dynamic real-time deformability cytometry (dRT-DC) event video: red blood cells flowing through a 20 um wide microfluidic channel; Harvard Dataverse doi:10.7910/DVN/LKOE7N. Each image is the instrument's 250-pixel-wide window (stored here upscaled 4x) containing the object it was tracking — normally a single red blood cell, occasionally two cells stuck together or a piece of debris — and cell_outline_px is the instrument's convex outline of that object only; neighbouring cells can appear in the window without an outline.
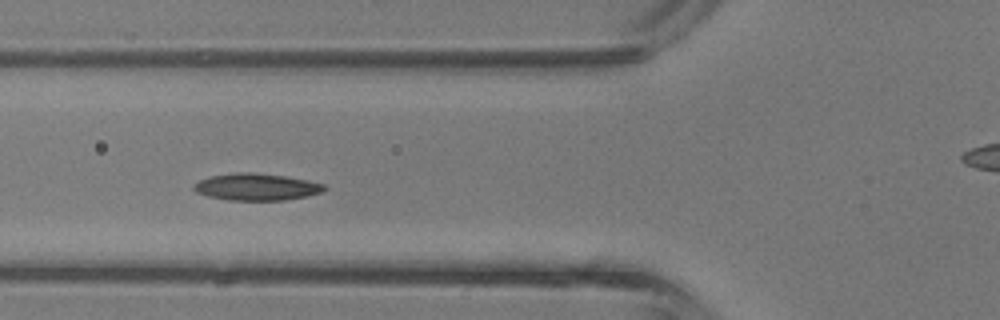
{"species": "common noctule bat (a hibernating species)", "species_latin": "Nyctalus noctula", "temperature_condition": "room temperature", "stored_images_in_passage": 39, "camera_frame_rate_fps": 3000, "um_per_image_px": 0.085, "animal": {"sex": "male", "body_mass_g": 13.3}, "frame": {"image": 1, "passage_image": 12, "time_ms": 3.667, "image_size_px": [1000, 320], "cell_outline_px": [[328, 188], [324, 192], [308, 196], [284, 200], [228, 200], [208, 196], [196, 192], [192, 188], [192, 184], [200, 180], [212, 176], [236, 172], [256, 172], [284, 176], [308, 180], [324, 184]], "centroid_in_image_um": [21.82, 15.89], "position_along_channel_um": 104.0, "area_um2": 20.63}}
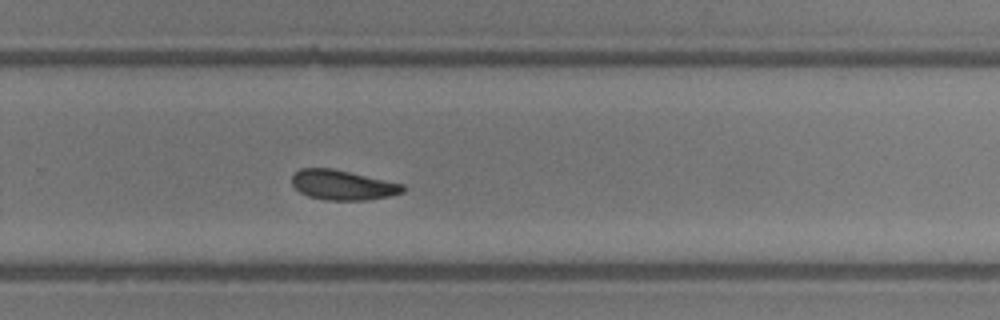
{"frame": {"image": 2, "passage_image": 24, "time_ms": 7.667, "image_size_px": [1000, 320], "cell_outline_px": [[404, 192], [392, 196], [364, 200], [324, 200], [308, 196], [300, 192], [292, 184], [292, 176], [300, 168], [332, 168], [404, 184]], "centroid_in_image_um": [29.13, 15.73], "position_along_channel_um": 300.7, "area_um2": 19.31}}
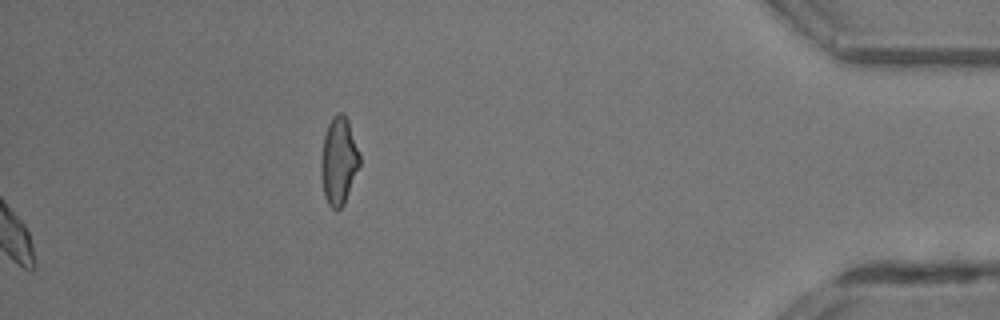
{"frame": {"image": 3, "passage_image": 39, "time_ms": 12.667, "image_size_px": [1000, 320], "cell_outline_px": [[360, 164], [344, 204], [336, 212], [328, 204], [324, 196], [320, 172], [320, 160], [324, 136], [328, 124], [332, 116], [336, 112], [340, 112], [348, 120], [360, 156]], "centroid_in_image_um": [28.77, 13.69], "position_along_channel_um": 406.4, "area_um2": 19.71}, "authors_computed_cell_mechanics": {"area_um2": 19.7098, "velocity_mm_per_s": 4.9261, "shape_relaxation_time_tau1_ms": 1.4231, "shape_relaxation_time_tau2_ms": 7.6988, "deformation_change_tau1": 0.0886, "deformation_change_tau2": 0.1681}}